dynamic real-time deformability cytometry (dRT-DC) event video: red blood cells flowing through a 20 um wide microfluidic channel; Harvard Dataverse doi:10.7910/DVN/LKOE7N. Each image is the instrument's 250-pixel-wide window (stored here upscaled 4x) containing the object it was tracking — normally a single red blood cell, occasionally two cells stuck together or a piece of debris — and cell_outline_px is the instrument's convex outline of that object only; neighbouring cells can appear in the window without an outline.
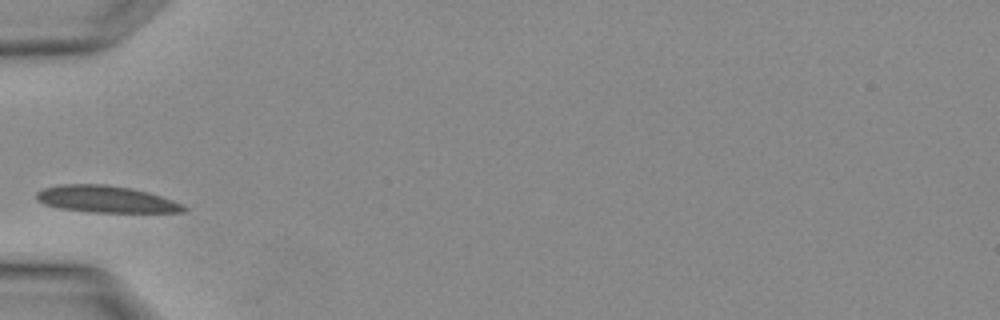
{"species": "Egyptian fruit bat (a non-hibernating species)", "species_latin": "Rousettus aegyptiacus", "temperature_condition": "warm", "stored_images_in_passage": 1, "camera_frame_rate_fps": 3000, "um_per_image_px": 0.085, "animal": {"sex": "female"}, "frame": {"image": 1, "passage_image": 1, "time_ms": 0.0, "image_size_px": [1000, 320], "cell_outline_px": [[188, 208], [184, 212], [92, 212], [60, 208], [44, 204], [36, 200], [36, 192], [44, 188], [64, 184], [104, 184], [132, 188], [148, 192], [172, 200]], "centroid_in_image_um": [8.98, 16.93], "position_along_channel_um": 76.0, "area_um2": 22.83}}